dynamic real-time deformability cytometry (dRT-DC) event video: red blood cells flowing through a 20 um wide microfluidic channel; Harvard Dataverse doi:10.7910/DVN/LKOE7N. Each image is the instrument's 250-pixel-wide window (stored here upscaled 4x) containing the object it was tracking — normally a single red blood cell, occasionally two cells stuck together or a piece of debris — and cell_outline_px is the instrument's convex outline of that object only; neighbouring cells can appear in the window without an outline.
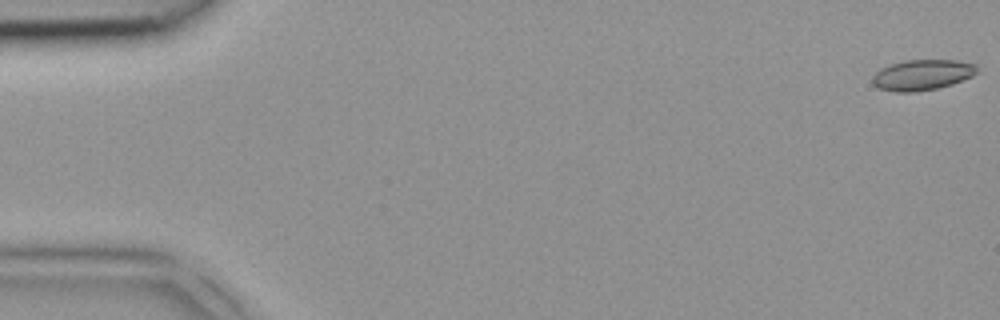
{"species": "common noctule bat (a hibernating species)", "species_latin": "Nyctalus noctula", "temperature_condition": "room temperature", "stored_images_in_passage": 5, "camera_frame_rate_fps": 3000, "um_per_image_px": 0.085, "animal": {"sex": "female", "body_mass_g": 18.4}, "frame": {"image": 1, "passage_image": 1, "time_ms": 0.0, "image_size_px": [1000, 320], "cell_outline_px": [[976, 72], [972, 76], [952, 84], [936, 88], [916, 92], [896, 92], [880, 88], [872, 84], [872, 76], [880, 68], [904, 60], [956, 60], [976, 64]], "centroid_in_image_um": [78.36, 6.36], "position_along_channel_um": 6.6, "area_um2": 18.55}}